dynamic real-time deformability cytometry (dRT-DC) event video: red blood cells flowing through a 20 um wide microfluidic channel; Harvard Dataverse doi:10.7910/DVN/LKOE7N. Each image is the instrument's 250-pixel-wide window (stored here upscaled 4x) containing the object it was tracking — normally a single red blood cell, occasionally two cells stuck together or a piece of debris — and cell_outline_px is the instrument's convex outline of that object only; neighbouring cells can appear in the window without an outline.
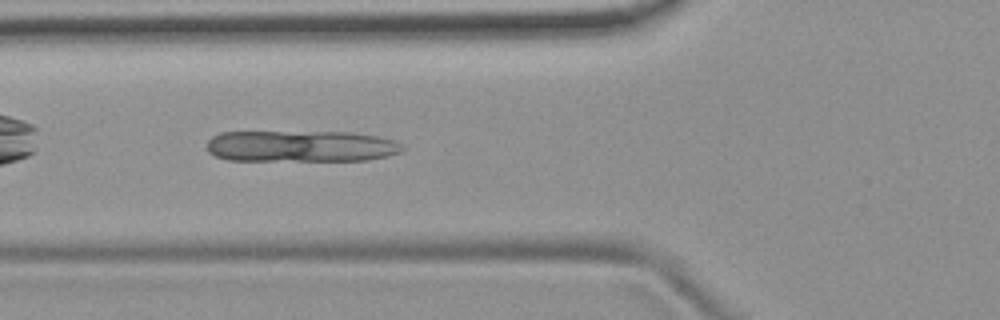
{"species": "common noctule bat (a hibernating species)", "species_latin": "Nyctalus noctula", "temperature_condition": "room temperature", "stored_images_in_passage": 3, "camera_frame_rate_fps": 3000, "um_per_image_px": 0.085, "animal": {"sex": "female", "body_mass_g": 19.9}, "frame": {"image": 1, "passage_image": 3, "time_ms": 2.333, "image_size_px": [1000, 320], "cell_outline_px": [[404, 148], [400, 152], [388, 156], [368, 160], [228, 160], [216, 156], [208, 152], [208, 140], [212, 136], [220, 132], [352, 132], [376, 136], [396, 140]], "centroid_in_image_um": [25.59, 12.42], "position_along_channel_um": 100.2, "area_um2": 35.84}}